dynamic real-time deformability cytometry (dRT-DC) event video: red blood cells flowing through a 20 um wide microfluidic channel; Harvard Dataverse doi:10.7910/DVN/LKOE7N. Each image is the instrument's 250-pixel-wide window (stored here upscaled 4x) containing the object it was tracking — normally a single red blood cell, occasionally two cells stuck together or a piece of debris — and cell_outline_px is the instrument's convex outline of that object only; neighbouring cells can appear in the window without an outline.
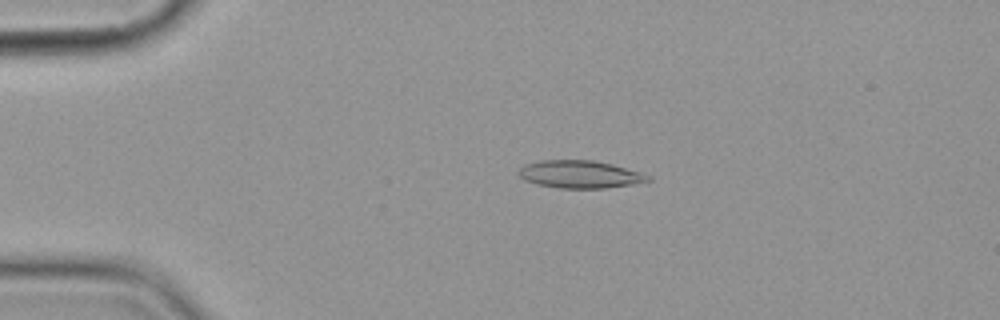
{"species": "common noctule bat (a hibernating species)", "species_latin": "Nyctalus noctula", "temperature_condition": "cold", "stored_images_in_passage": 4, "camera_frame_rate_fps": 3000, "um_per_image_px": 0.085, "animal": {"sex": "female", "body_mass_g": 19.9}, "frame": {"image": 1, "passage_image": 3, "time_ms": 2.667, "image_size_px": [1000, 320], "cell_outline_px": [[652, 180], [632, 184], [608, 188], [560, 188], [536, 184], [524, 180], [520, 176], [520, 168], [524, 164], [540, 160], [592, 160], [612, 164], [640, 172], [652, 176]], "centroid_in_image_um": [49.31, 14.81], "position_along_channel_um": 35.7, "area_um2": 20.81}}